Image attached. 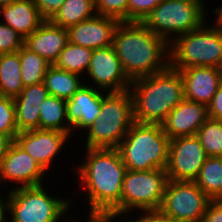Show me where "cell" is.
<instances>
[{"label": "cell", "instance_id": "74e56055", "mask_svg": "<svg viewBox=\"0 0 222 222\" xmlns=\"http://www.w3.org/2000/svg\"><path fill=\"white\" fill-rule=\"evenodd\" d=\"M207 108L209 118L222 121V84L218 87Z\"/></svg>", "mask_w": 222, "mask_h": 222}, {"label": "cell", "instance_id": "4316f807", "mask_svg": "<svg viewBox=\"0 0 222 222\" xmlns=\"http://www.w3.org/2000/svg\"><path fill=\"white\" fill-rule=\"evenodd\" d=\"M93 50L73 44L68 41L65 48L59 53L54 66L68 72L86 75Z\"/></svg>", "mask_w": 222, "mask_h": 222}, {"label": "cell", "instance_id": "30bf717a", "mask_svg": "<svg viewBox=\"0 0 222 222\" xmlns=\"http://www.w3.org/2000/svg\"><path fill=\"white\" fill-rule=\"evenodd\" d=\"M210 201L194 181L168 180L159 211L176 222H200Z\"/></svg>", "mask_w": 222, "mask_h": 222}, {"label": "cell", "instance_id": "603a6c76", "mask_svg": "<svg viewBox=\"0 0 222 222\" xmlns=\"http://www.w3.org/2000/svg\"><path fill=\"white\" fill-rule=\"evenodd\" d=\"M19 53L0 54V96L15 98L23 90Z\"/></svg>", "mask_w": 222, "mask_h": 222}, {"label": "cell", "instance_id": "cb8c5ba5", "mask_svg": "<svg viewBox=\"0 0 222 222\" xmlns=\"http://www.w3.org/2000/svg\"><path fill=\"white\" fill-rule=\"evenodd\" d=\"M39 129L57 130L72 135L66 117V100L47 95L40 109Z\"/></svg>", "mask_w": 222, "mask_h": 222}, {"label": "cell", "instance_id": "4dcf8cb0", "mask_svg": "<svg viewBox=\"0 0 222 222\" xmlns=\"http://www.w3.org/2000/svg\"><path fill=\"white\" fill-rule=\"evenodd\" d=\"M95 11L99 16L117 19L119 22L128 21V0H94Z\"/></svg>", "mask_w": 222, "mask_h": 222}, {"label": "cell", "instance_id": "6da1fadb", "mask_svg": "<svg viewBox=\"0 0 222 222\" xmlns=\"http://www.w3.org/2000/svg\"><path fill=\"white\" fill-rule=\"evenodd\" d=\"M82 161L75 168L89 210L121 212L122 184L127 169L118 149L85 148Z\"/></svg>", "mask_w": 222, "mask_h": 222}, {"label": "cell", "instance_id": "7bdbcfd3", "mask_svg": "<svg viewBox=\"0 0 222 222\" xmlns=\"http://www.w3.org/2000/svg\"><path fill=\"white\" fill-rule=\"evenodd\" d=\"M0 188H2L1 182H0ZM2 196L3 194L0 193V199H6V195H4L3 197Z\"/></svg>", "mask_w": 222, "mask_h": 222}, {"label": "cell", "instance_id": "4fadbf2b", "mask_svg": "<svg viewBox=\"0 0 222 222\" xmlns=\"http://www.w3.org/2000/svg\"><path fill=\"white\" fill-rule=\"evenodd\" d=\"M69 137L73 136L57 130L35 129L19 132L14 142L49 172Z\"/></svg>", "mask_w": 222, "mask_h": 222}, {"label": "cell", "instance_id": "b9f144b4", "mask_svg": "<svg viewBox=\"0 0 222 222\" xmlns=\"http://www.w3.org/2000/svg\"><path fill=\"white\" fill-rule=\"evenodd\" d=\"M14 1H17V0H0V8L3 7V6H6L8 4H11Z\"/></svg>", "mask_w": 222, "mask_h": 222}, {"label": "cell", "instance_id": "836d02e7", "mask_svg": "<svg viewBox=\"0 0 222 222\" xmlns=\"http://www.w3.org/2000/svg\"><path fill=\"white\" fill-rule=\"evenodd\" d=\"M126 214L127 213L117 212V211H114V210H89V215H88L87 222H118L117 220H120V219H121V221L123 220V222H130V219H128V217L130 215H126ZM126 216H127V219H126ZM69 218L72 219V220H70ZM69 218L66 219V222L67 221L68 222H78V221L80 222V219L79 220L78 219L74 220L73 218H71V216ZM85 222H86V220H85Z\"/></svg>", "mask_w": 222, "mask_h": 222}, {"label": "cell", "instance_id": "9a60e30c", "mask_svg": "<svg viewBox=\"0 0 222 222\" xmlns=\"http://www.w3.org/2000/svg\"><path fill=\"white\" fill-rule=\"evenodd\" d=\"M106 91L83 84L78 91L66 100V117L75 131H86L101 113L102 97Z\"/></svg>", "mask_w": 222, "mask_h": 222}, {"label": "cell", "instance_id": "d4e9b609", "mask_svg": "<svg viewBox=\"0 0 222 222\" xmlns=\"http://www.w3.org/2000/svg\"><path fill=\"white\" fill-rule=\"evenodd\" d=\"M94 0H65L50 21L62 28H69L79 22L96 16Z\"/></svg>", "mask_w": 222, "mask_h": 222}, {"label": "cell", "instance_id": "e575fe53", "mask_svg": "<svg viewBox=\"0 0 222 222\" xmlns=\"http://www.w3.org/2000/svg\"><path fill=\"white\" fill-rule=\"evenodd\" d=\"M37 6L40 15L45 20H50L60 9L65 0H32Z\"/></svg>", "mask_w": 222, "mask_h": 222}, {"label": "cell", "instance_id": "d6986e66", "mask_svg": "<svg viewBox=\"0 0 222 222\" xmlns=\"http://www.w3.org/2000/svg\"><path fill=\"white\" fill-rule=\"evenodd\" d=\"M68 41L67 28L59 27L50 20H45L24 40V46L53 65Z\"/></svg>", "mask_w": 222, "mask_h": 222}, {"label": "cell", "instance_id": "8d00e7d4", "mask_svg": "<svg viewBox=\"0 0 222 222\" xmlns=\"http://www.w3.org/2000/svg\"><path fill=\"white\" fill-rule=\"evenodd\" d=\"M141 214V215H140ZM139 215L131 217L130 222H176L170 217L163 215L159 210L142 211ZM133 219V220H132Z\"/></svg>", "mask_w": 222, "mask_h": 222}, {"label": "cell", "instance_id": "ffe728a7", "mask_svg": "<svg viewBox=\"0 0 222 222\" xmlns=\"http://www.w3.org/2000/svg\"><path fill=\"white\" fill-rule=\"evenodd\" d=\"M48 95L44 82L26 86L14 98L18 132L39 129L41 105Z\"/></svg>", "mask_w": 222, "mask_h": 222}, {"label": "cell", "instance_id": "44dd1931", "mask_svg": "<svg viewBox=\"0 0 222 222\" xmlns=\"http://www.w3.org/2000/svg\"><path fill=\"white\" fill-rule=\"evenodd\" d=\"M0 16L3 18L1 21L24 40L45 21L32 0H17L3 6L0 8Z\"/></svg>", "mask_w": 222, "mask_h": 222}, {"label": "cell", "instance_id": "60d3db41", "mask_svg": "<svg viewBox=\"0 0 222 222\" xmlns=\"http://www.w3.org/2000/svg\"><path fill=\"white\" fill-rule=\"evenodd\" d=\"M6 199H0V222H6Z\"/></svg>", "mask_w": 222, "mask_h": 222}, {"label": "cell", "instance_id": "1f68e13d", "mask_svg": "<svg viewBox=\"0 0 222 222\" xmlns=\"http://www.w3.org/2000/svg\"><path fill=\"white\" fill-rule=\"evenodd\" d=\"M24 45V39L10 26L0 22V54L15 53Z\"/></svg>", "mask_w": 222, "mask_h": 222}, {"label": "cell", "instance_id": "3957f363", "mask_svg": "<svg viewBox=\"0 0 222 222\" xmlns=\"http://www.w3.org/2000/svg\"><path fill=\"white\" fill-rule=\"evenodd\" d=\"M134 120L137 123L161 124L184 99V84L179 71H165L132 81Z\"/></svg>", "mask_w": 222, "mask_h": 222}, {"label": "cell", "instance_id": "8992f818", "mask_svg": "<svg viewBox=\"0 0 222 222\" xmlns=\"http://www.w3.org/2000/svg\"><path fill=\"white\" fill-rule=\"evenodd\" d=\"M206 23L169 44L171 69L180 71L199 66L222 69V29Z\"/></svg>", "mask_w": 222, "mask_h": 222}, {"label": "cell", "instance_id": "e0dca14e", "mask_svg": "<svg viewBox=\"0 0 222 222\" xmlns=\"http://www.w3.org/2000/svg\"><path fill=\"white\" fill-rule=\"evenodd\" d=\"M119 21L96 15L68 28L69 42L92 50L112 45L113 34Z\"/></svg>", "mask_w": 222, "mask_h": 222}, {"label": "cell", "instance_id": "83f0119b", "mask_svg": "<svg viewBox=\"0 0 222 222\" xmlns=\"http://www.w3.org/2000/svg\"><path fill=\"white\" fill-rule=\"evenodd\" d=\"M17 52L19 53L20 72L24 87L44 82L46 71L51 64L24 45Z\"/></svg>", "mask_w": 222, "mask_h": 222}, {"label": "cell", "instance_id": "52a82bcc", "mask_svg": "<svg viewBox=\"0 0 222 222\" xmlns=\"http://www.w3.org/2000/svg\"><path fill=\"white\" fill-rule=\"evenodd\" d=\"M44 187L42 184L9 188L5 193L6 222H60L72 208V201L54 197Z\"/></svg>", "mask_w": 222, "mask_h": 222}, {"label": "cell", "instance_id": "d590c367", "mask_svg": "<svg viewBox=\"0 0 222 222\" xmlns=\"http://www.w3.org/2000/svg\"><path fill=\"white\" fill-rule=\"evenodd\" d=\"M200 222H222V200H211Z\"/></svg>", "mask_w": 222, "mask_h": 222}, {"label": "cell", "instance_id": "7402d4cb", "mask_svg": "<svg viewBox=\"0 0 222 222\" xmlns=\"http://www.w3.org/2000/svg\"><path fill=\"white\" fill-rule=\"evenodd\" d=\"M82 77L50 65L44 77V84L49 95L67 100L84 84L85 80Z\"/></svg>", "mask_w": 222, "mask_h": 222}, {"label": "cell", "instance_id": "2e32d148", "mask_svg": "<svg viewBox=\"0 0 222 222\" xmlns=\"http://www.w3.org/2000/svg\"><path fill=\"white\" fill-rule=\"evenodd\" d=\"M208 108L204 104L183 99L161 123L163 132L169 139L193 136L208 119Z\"/></svg>", "mask_w": 222, "mask_h": 222}, {"label": "cell", "instance_id": "d6a6232c", "mask_svg": "<svg viewBox=\"0 0 222 222\" xmlns=\"http://www.w3.org/2000/svg\"><path fill=\"white\" fill-rule=\"evenodd\" d=\"M162 0H128V21L142 22Z\"/></svg>", "mask_w": 222, "mask_h": 222}, {"label": "cell", "instance_id": "ab89813d", "mask_svg": "<svg viewBox=\"0 0 222 222\" xmlns=\"http://www.w3.org/2000/svg\"><path fill=\"white\" fill-rule=\"evenodd\" d=\"M214 15H216V20L213 22L214 25L222 29V5L215 7L213 11Z\"/></svg>", "mask_w": 222, "mask_h": 222}, {"label": "cell", "instance_id": "f35d334b", "mask_svg": "<svg viewBox=\"0 0 222 222\" xmlns=\"http://www.w3.org/2000/svg\"><path fill=\"white\" fill-rule=\"evenodd\" d=\"M12 142L13 140L8 135L0 133V162L6 155Z\"/></svg>", "mask_w": 222, "mask_h": 222}, {"label": "cell", "instance_id": "8fae6325", "mask_svg": "<svg viewBox=\"0 0 222 222\" xmlns=\"http://www.w3.org/2000/svg\"><path fill=\"white\" fill-rule=\"evenodd\" d=\"M207 157L196 135L170 139L166 167L168 180L194 181Z\"/></svg>", "mask_w": 222, "mask_h": 222}, {"label": "cell", "instance_id": "484cf974", "mask_svg": "<svg viewBox=\"0 0 222 222\" xmlns=\"http://www.w3.org/2000/svg\"><path fill=\"white\" fill-rule=\"evenodd\" d=\"M194 182L211 200H222V157H207Z\"/></svg>", "mask_w": 222, "mask_h": 222}, {"label": "cell", "instance_id": "5bb4252c", "mask_svg": "<svg viewBox=\"0 0 222 222\" xmlns=\"http://www.w3.org/2000/svg\"><path fill=\"white\" fill-rule=\"evenodd\" d=\"M45 173L47 172L14 141L0 162L1 185L3 182H13L15 188L42 185Z\"/></svg>", "mask_w": 222, "mask_h": 222}, {"label": "cell", "instance_id": "ac0fdd59", "mask_svg": "<svg viewBox=\"0 0 222 222\" xmlns=\"http://www.w3.org/2000/svg\"><path fill=\"white\" fill-rule=\"evenodd\" d=\"M179 72L184 84V98L208 106L222 84V69L199 66Z\"/></svg>", "mask_w": 222, "mask_h": 222}, {"label": "cell", "instance_id": "7a4b0ae2", "mask_svg": "<svg viewBox=\"0 0 222 222\" xmlns=\"http://www.w3.org/2000/svg\"><path fill=\"white\" fill-rule=\"evenodd\" d=\"M112 46L131 81L163 72L169 67V44L142 22H119Z\"/></svg>", "mask_w": 222, "mask_h": 222}, {"label": "cell", "instance_id": "277c9868", "mask_svg": "<svg viewBox=\"0 0 222 222\" xmlns=\"http://www.w3.org/2000/svg\"><path fill=\"white\" fill-rule=\"evenodd\" d=\"M169 141L161 124L135 122L117 149L127 170H166Z\"/></svg>", "mask_w": 222, "mask_h": 222}, {"label": "cell", "instance_id": "9c48e42d", "mask_svg": "<svg viewBox=\"0 0 222 222\" xmlns=\"http://www.w3.org/2000/svg\"><path fill=\"white\" fill-rule=\"evenodd\" d=\"M168 176L164 169L126 170L122 184L121 212L159 210ZM132 211L131 213H128Z\"/></svg>", "mask_w": 222, "mask_h": 222}, {"label": "cell", "instance_id": "f1b7e54d", "mask_svg": "<svg viewBox=\"0 0 222 222\" xmlns=\"http://www.w3.org/2000/svg\"><path fill=\"white\" fill-rule=\"evenodd\" d=\"M196 136L208 157H222V121L208 118Z\"/></svg>", "mask_w": 222, "mask_h": 222}, {"label": "cell", "instance_id": "ba28073f", "mask_svg": "<svg viewBox=\"0 0 222 222\" xmlns=\"http://www.w3.org/2000/svg\"><path fill=\"white\" fill-rule=\"evenodd\" d=\"M205 0H162L142 21L155 35L170 44L178 36L207 22Z\"/></svg>", "mask_w": 222, "mask_h": 222}, {"label": "cell", "instance_id": "f546056e", "mask_svg": "<svg viewBox=\"0 0 222 222\" xmlns=\"http://www.w3.org/2000/svg\"><path fill=\"white\" fill-rule=\"evenodd\" d=\"M0 133L8 135L13 141L19 133L16 124L14 99L0 96Z\"/></svg>", "mask_w": 222, "mask_h": 222}, {"label": "cell", "instance_id": "7c38bea8", "mask_svg": "<svg viewBox=\"0 0 222 222\" xmlns=\"http://www.w3.org/2000/svg\"><path fill=\"white\" fill-rule=\"evenodd\" d=\"M89 86L106 92H123L130 89L132 81L123 70L113 46L95 49L92 52L86 76ZM91 81V83L89 82ZM94 85H90V84Z\"/></svg>", "mask_w": 222, "mask_h": 222}, {"label": "cell", "instance_id": "5b68a950", "mask_svg": "<svg viewBox=\"0 0 222 222\" xmlns=\"http://www.w3.org/2000/svg\"><path fill=\"white\" fill-rule=\"evenodd\" d=\"M134 123L130 91L105 93L100 115L84 132L85 148H118Z\"/></svg>", "mask_w": 222, "mask_h": 222}]
</instances>
